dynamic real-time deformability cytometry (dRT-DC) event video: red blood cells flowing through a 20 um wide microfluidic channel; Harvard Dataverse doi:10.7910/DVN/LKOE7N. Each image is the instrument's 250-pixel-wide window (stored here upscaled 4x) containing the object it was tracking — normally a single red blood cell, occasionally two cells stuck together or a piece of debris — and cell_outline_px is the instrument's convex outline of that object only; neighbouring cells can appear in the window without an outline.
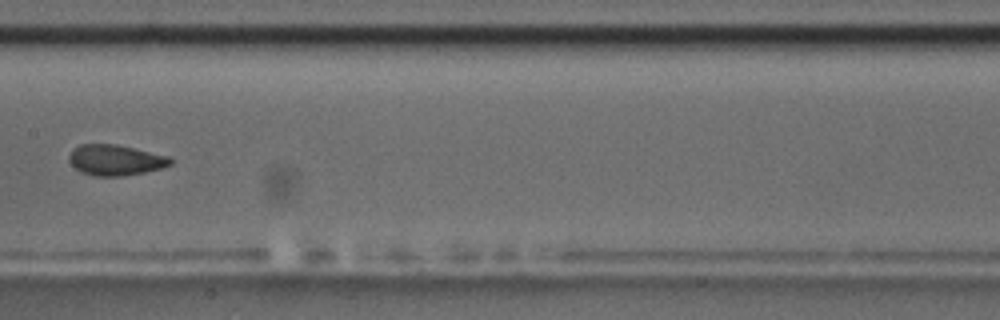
{"species": "common noctule bat (a hibernating species)", "species_latin": "Nyctalus noctula", "temperature_condition": "room temperature", "stored_images_in_passage": 15, "camera_frame_rate_fps": 3000, "um_per_image_px": 0.085, "animal": {"sex": "male", "body_mass_g": 17.5, "forearm_length_mm": 52.3}, "frame": {"image": 1, "passage_image": 7, "time_ms": 7.0, "image_size_px": [1000, 320], "cell_outline_px": [[172, 164], [164, 168], [124, 176], [92, 176], [80, 172], [68, 160], [68, 156], [80, 144], [116, 144], [168, 156], [172, 160]], "centroid_in_image_um": [9.82, 13.62], "position_along_channel_um": 197.6, "area_um2": 18.09}, "authors_computed_cell_mechanics": {"area_um2": 18.3804, "velocity_mm_per_s": 3.534, "shape_relaxation_time_tau1_ms": 2.674, "shape_relaxation_time_tau2_ms": null, "deformation_change_tau1": 0.0947, "deformation_change_tau2": null}}